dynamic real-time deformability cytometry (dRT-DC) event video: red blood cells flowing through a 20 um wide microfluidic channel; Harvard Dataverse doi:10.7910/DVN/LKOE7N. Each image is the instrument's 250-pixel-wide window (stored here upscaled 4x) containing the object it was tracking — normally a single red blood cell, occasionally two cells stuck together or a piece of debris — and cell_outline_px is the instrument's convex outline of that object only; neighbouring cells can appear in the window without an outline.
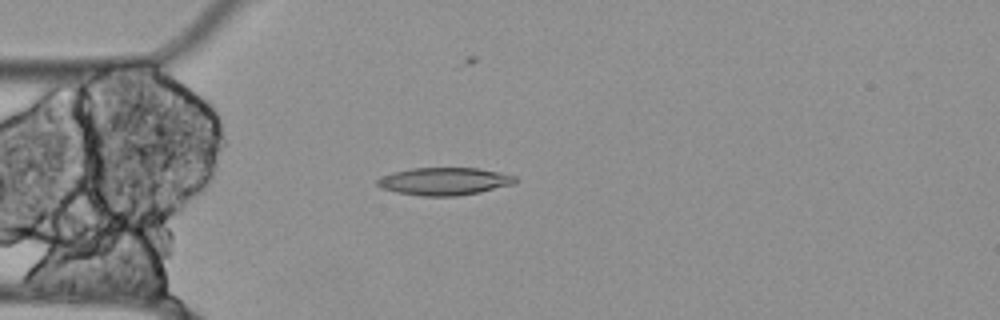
{"species": "Egyptian fruit bat (a non-hibernating species)", "species_latin": "Rousettus aegyptiacus", "temperature_condition": "cold", "stored_images_in_passage": 55, "camera_frame_rate_fps": 3000, "um_per_image_px": 0.085, "animal": {"sex": "female"}, "frame": {"image": 1, "passage_image": 14, "time_ms": 4.333, "image_size_px": [1000, 320], "cell_outline_px": [[516, 184], [480, 192], [456, 196], [420, 196], [396, 192], [380, 188], [376, 184], [376, 180], [392, 172], [412, 168], [476, 168], [516, 176]], "centroid_in_image_um": [37.75, 15.42], "position_along_channel_um": 47.2, "area_um2": 22.2}}
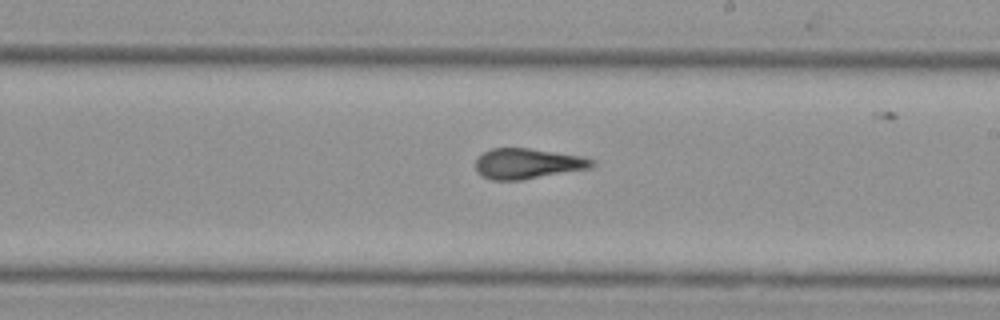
{"frame": {"image": 2, "passage_image": 31, "time_ms": 10.0, "image_size_px": [1000, 320], "cell_outline_px": [[596, 164], [592, 168], [524, 180], [492, 180], [480, 176], [476, 172], [476, 156], [492, 148], [528, 148], [584, 156], [596, 160]], "centroid_in_image_um": [44.87, 13.91], "position_along_channel_um": 244.1, "area_um2": 21.1}}
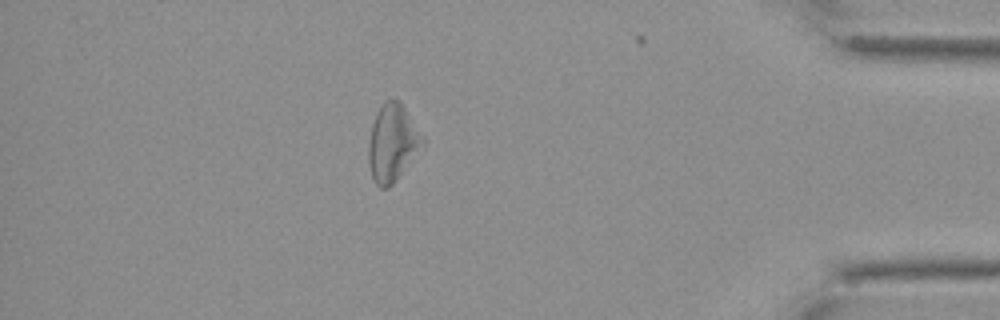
{"frame": {"image": 3, "passage_image": 48, "time_ms": 15.667, "image_size_px": [1000, 320], "cell_outline_px": [[424, 140], [392, 184], [388, 188], [380, 188], [376, 184], [372, 176], [368, 164], [368, 144], [372, 124], [376, 112], [384, 100], [400, 100]], "centroid_in_image_um": [33.28, 12.11], "position_along_channel_um": 401.9, "area_um2": 23.41}, "authors_computed_cell_mechanics": {"area_um2": 22.253, "velocity_mm_per_s": 3.5008, "shape_relaxation_time_tau1_ms": null, "shape_relaxation_time_tau2_ms": 6.4535, "deformation_change_tau1": null, "deformation_change_tau2": 0.1656}}